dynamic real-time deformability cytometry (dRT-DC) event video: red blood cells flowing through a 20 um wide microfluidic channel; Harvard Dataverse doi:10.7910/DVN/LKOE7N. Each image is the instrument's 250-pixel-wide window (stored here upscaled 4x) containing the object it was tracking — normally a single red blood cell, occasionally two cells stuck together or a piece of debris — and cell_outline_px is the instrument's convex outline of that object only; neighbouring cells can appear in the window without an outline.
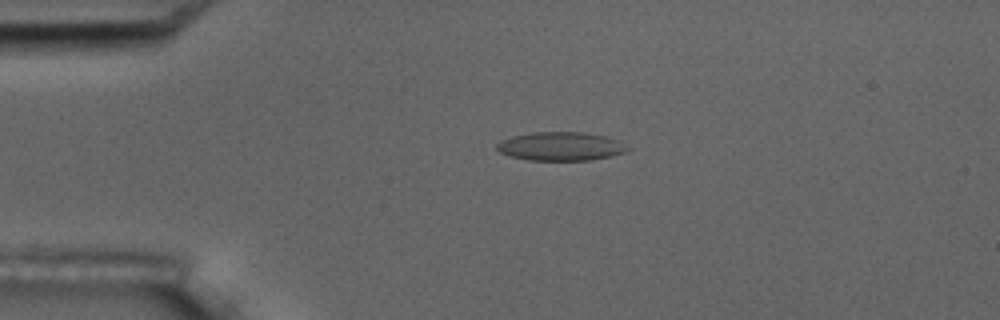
{"species": "common noctule bat (a hibernating species)", "species_latin": "Nyctalus noctula", "temperature_condition": "room temperature", "stored_images_in_passage": 6, "camera_frame_rate_fps": 3000, "um_per_image_px": 0.085, "animal": {"sex": "male", "body_mass_g": 17.5, "forearm_length_mm": 52.3}, "frame": {"image": 1, "passage_image": 6, "time_ms": 5.667, "image_size_px": [1000, 320], "cell_outline_px": [[632, 148], [624, 152], [592, 160], [528, 160], [512, 156], [500, 152], [496, 148], [496, 144], [500, 140], [512, 136], [532, 132], [584, 132], [604, 136], [616, 140]], "centroid_in_image_um": [47.63, 12.43], "position_along_channel_um": 37.4, "area_um2": 21.68}}